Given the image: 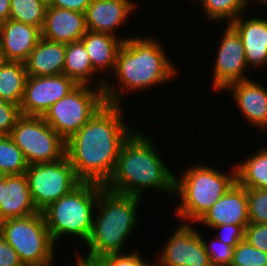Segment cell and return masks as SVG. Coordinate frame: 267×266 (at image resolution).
Instances as JSON below:
<instances>
[{
  "instance_id": "6da1fadb",
  "label": "cell",
  "mask_w": 267,
  "mask_h": 266,
  "mask_svg": "<svg viewBox=\"0 0 267 266\" xmlns=\"http://www.w3.org/2000/svg\"><path fill=\"white\" fill-rule=\"evenodd\" d=\"M120 106L105 103L66 141L65 155L81 182L105 186L113 175L120 148L133 132Z\"/></svg>"
},
{
  "instance_id": "7a4b0ae2",
  "label": "cell",
  "mask_w": 267,
  "mask_h": 266,
  "mask_svg": "<svg viewBox=\"0 0 267 266\" xmlns=\"http://www.w3.org/2000/svg\"><path fill=\"white\" fill-rule=\"evenodd\" d=\"M136 37L126 38L117 54L113 74L117 76L115 80L123 84L122 90H114L116 84L111 86L104 79L95 84L103 89L106 103L119 105L123 92L164 84L177 71L157 40Z\"/></svg>"
},
{
  "instance_id": "3957f363",
  "label": "cell",
  "mask_w": 267,
  "mask_h": 266,
  "mask_svg": "<svg viewBox=\"0 0 267 266\" xmlns=\"http://www.w3.org/2000/svg\"><path fill=\"white\" fill-rule=\"evenodd\" d=\"M175 174L164 165L151 139L132 132L123 142L113 175L104 186L107 190L141 197L145 188L174 194Z\"/></svg>"
},
{
  "instance_id": "277c9868",
  "label": "cell",
  "mask_w": 267,
  "mask_h": 266,
  "mask_svg": "<svg viewBox=\"0 0 267 266\" xmlns=\"http://www.w3.org/2000/svg\"><path fill=\"white\" fill-rule=\"evenodd\" d=\"M140 199L105 187L99 192L96 204L99 214L93 217L92 232L86 242L89 253L83 259L94 261L107 254L122 252L123 243L137 226L136 210Z\"/></svg>"
},
{
  "instance_id": "5b68a950",
  "label": "cell",
  "mask_w": 267,
  "mask_h": 266,
  "mask_svg": "<svg viewBox=\"0 0 267 266\" xmlns=\"http://www.w3.org/2000/svg\"><path fill=\"white\" fill-rule=\"evenodd\" d=\"M103 188L97 183L81 182L42 211L54 243L64 234L88 241L93 227V209Z\"/></svg>"
},
{
  "instance_id": "8992f818",
  "label": "cell",
  "mask_w": 267,
  "mask_h": 266,
  "mask_svg": "<svg viewBox=\"0 0 267 266\" xmlns=\"http://www.w3.org/2000/svg\"><path fill=\"white\" fill-rule=\"evenodd\" d=\"M232 173V174H231ZM231 173H221L206 165L189 166L181 179L174 181V193L180 195L178 217L197 222L236 181V168Z\"/></svg>"
},
{
  "instance_id": "52a82bcc",
  "label": "cell",
  "mask_w": 267,
  "mask_h": 266,
  "mask_svg": "<svg viewBox=\"0 0 267 266\" xmlns=\"http://www.w3.org/2000/svg\"><path fill=\"white\" fill-rule=\"evenodd\" d=\"M0 235L17 252L23 266L52 264L55 243L42 212L1 221Z\"/></svg>"
},
{
  "instance_id": "ba28073f",
  "label": "cell",
  "mask_w": 267,
  "mask_h": 266,
  "mask_svg": "<svg viewBox=\"0 0 267 266\" xmlns=\"http://www.w3.org/2000/svg\"><path fill=\"white\" fill-rule=\"evenodd\" d=\"M9 136L28 165L54 162L65 156L66 141L43 116L21 115Z\"/></svg>"
},
{
  "instance_id": "9c48e42d",
  "label": "cell",
  "mask_w": 267,
  "mask_h": 266,
  "mask_svg": "<svg viewBox=\"0 0 267 266\" xmlns=\"http://www.w3.org/2000/svg\"><path fill=\"white\" fill-rule=\"evenodd\" d=\"M78 85L68 95L52 105L45 113V121L67 141L84 126L106 103L104 91Z\"/></svg>"
},
{
  "instance_id": "30bf717a",
  "label": "cell",
  "mask_w": 267,
  "mask_h": 266,
  "mask_svg": "<svg viewBox=\"0 0 267 266\" xmlns=\"http://www.w3.org/2000/svg\"><path fill=\"white\" fill-rule=\"evenodd\" d=\"M25 174L39 212L81 183L66 155L54 162L28 165Z\"/></svg>"
},
{
  "instance_id": "8fae6325",
  "label": "cell",
  "mask_w": 267,
  "mask_h": 266,
  "mask_svg": "<svg viewBox=\"0 0 267 266\" xmlns=\"http://www.w3.org/2000/svg\"><path fill=\"white\" fill-rule=\"evenodd\" d=\"M78 84L65 74L28 76L20 104L21 115L44 116L52 105L73 91Z\"/></svg>"
},
{
  "instance_id": "7c38bea8",
  "label": "cell",
  "mask_w": 267,
  "mask_h": 266,
  "mask_svg": "<svg viewBox=\"0 0 267 266\" xmlns=\"http://www.w3.org/2000/svg\"><path fill=\"white\" fill-rule=\"evenodd\" d=\"M165 246L155 266H212L202 236L188 222L179 225Z\"/></svg>"
},
{
  "instance_id": "4fadbf2b",
  "label": "cell",
  "mask_w": 267,
  "mask_h": 266,
  "mask_svg": "<svg viewBox=\"0 0 267 266\" xmlns=\"http://www.w3.org/2000/svg\"><path fill=\"white\" fill-rule=\"evenodd\" d=\"M216 56L213 84L215 90H223L228 85L248 80L244 75L247 66L241 37L228 23Z\"/></svg>"
},
{
  "instance_id": "5bb4252c",
  "label": "cell",
  "mask_w": 267,
  "mask_h": 266,
  "mask_svg": "<svg viewBox=\"0 0 267 266\" xmlns=\"http://www.w3.org/2000/svg\"><path fill=\"white\" fill-rule=\"evenodd\" d=\"M215 227L225 224H249L247 188L235 181L226 193L198 221Z\"/></svg>"
},
{
  "instance_id": "9a60e30c",
  "label": "cell",
  "mask_w": 267,
  "mask_h": 266,
  "mask_svg": "<svg viewBox=\"0 0 267 266\" xmlns=\"http://www.w3.org/2000/svg\"><path fill=\"white\" fill-rule=\"evenodd\" d=\"M41 38V30L33 25L8 19L0 23V52L5 61L25 63Z\"/></svg>"
},
{
  "instance_id": "2e32d148",
  "label": "cell",
  "mask_w": 267,
  "mask_h": 266,
  "mask_svg": "<svg viewBox=\"0 0 267 266\" xmlns=\"http://www.w3.org/2000/svg\"><path fill=\"white\" fill-rule=\"evenodd\" d=\"M87 31L85 13L47 6L42 38L68 44L79 41Z\"/></svg>"
},
{
  "instance_id": "e0dca14e",
  "label": "cell",
  "mask_w": 267,
  "mask_h": 266,
  "mask_svg": "<svg viewBox=\"0 0 267 266\" xmlns=\"http://www.w3.org/2000/svg\"><path fill=\"white\" fill-rule=\"evenodd\" d=\"M134 7L130 0H91L85 11L87 29L116 36L115 28L127 20Z\"/></svg>"
},
{
  "instance_id": "ac0fdd59",
  "label": "cell",
  "mask_w": 267,
  "mask_h": 266,
  "mask_svg": "<svg viewBox=\"0 0 267 266\" xmlns=\"http://www.w3.org/2000/svg\"><path fill=\"white\" fill-rule=\"evenodd\" d=\"M244 117L257 129L267 128V90L259 83L248 79L228 85ZM260 127V128H259Z\"/></svg>"
},
{
  "instance_id": "d6986e66",
  "label": "cell",
  "mask_w": 267,
  "mask_h": 266,
  "mask_svg": "<svg viewBox=\"0 0 267 266\" xmlns=\"http://www.w3.org/2000/svg\"><path fill=\"white\" fill-rule=\"evenodd\" d=\"M38 212L31 197L26 174L4 175L0 222L6 219L29 216Z\"/></svg>"
},
{
  "instance_id": "ffe728a7",
  "label": "cell",
  "mask_w": 267,
  "mask_h": 266,
  "mask_svg": "<svg viewBox=\"0 0 267 266\" xmlns=\"http://www.w3.org/2000/svg\"><path fill=\"white\" fill-rule=\"evenodd\" d=\"M239 33L248 65L267 63V20L249 18L244 21L241 15L230 23Z\"/></svg>"
},
{
  "instance_id": "44dd1931",
  "label": "cell",
  "mask_w": 267,
  "mask_h": 266,
  "mask_svg": "<svg viewBox=\"0 0 267 266\" xmlns=\"http://www.w3.org/2000/svg\"><path fill=\"white\" fill-rule=\"evenodd\" d=\"M66 44L40 38L25 62L28 76L63 74Z\"/></svg>"
},
{
  "instance_id": "7402d4cb",
  "label": "cell",
  "mask_w": 267,
  "mask_h": 266,
  "mask_svg": "<svg viewBox=\"0 0 267 266\" xmlns=\"http://www.w3.org/2000/svg\"><path fill=\"white\" fill-rule=\"evenodd\" d=\"M80 40L87 50L93 69L95 71L101 69L104 72L108 68L110 71L112 68L114 70L118 51L126 39L88 30Z\"/></svg>"
},
{
  "instance_id": "603a6c76",
  "label": "cell",
  "mask_w": 267,
  "mask_h": 266,
  "mask_svg": "<svg viewBox=\"0 0 267 266\" xmlns=\"http://www.w3.org/2000/svg\"><path fill=\"white\" fill-rule=\"evenodd\" d=\"M27 77L25 63L4 61L0 67V100L20 106Z\"/></svg>"
},
{
  "instance_id": "cb8c5ba5",
  "label": "cell",
  "mask_w": 267,
  "mask_h": 266,
  "mask_svg": "<svg viewBox=\"0 0 267 266\" xmlns=\"http://www.w3.org/2000/svg\"><path fill=\"white\" fill-rule=\"evenodd\" d=\"M96 71L81 40L66 44L63 74L73 79L78 85H88L91 75Z\"/></svg>"
},
{
  "instance_id": "d4e9b609",
  "label": "cell",
  "mask_w": 267,
  "mask_h": 266,
  "mask_svg": "<svg viewBox=\"0 0 267 266\" xmlns=\"http://www.w3.org/2000/svg\"><path fill=\"white\" fill-rule=\"evenodd\" d=\"M236 181L245 188L267 189V148L237 164Z\"/></svg>"
},
{
  "instance_id": "484cf974",
  "label": "cell",
  "mask_w": 267,
  "mask_h": 266,
  "mask_svg": "<svg viewBox=\"0 0 267 266\" xmlns=\"http://www.w3.org/2000/svg\"><path fill=\"white\" fill-rule=\"evenodd\" d=\"M46 0H10V17L14 21L42 29L47 8Z\"/></svg>"
},
{
  "instance_id": "4316f807",
  "label": "cell",
  "mask_w": 267,
  "mask_h": 266,
  "mask_svg": "<svg viewBox=\"0 0 267 266\" xmlns=\"http://www.w3.org/2000/svg\"><path fill=\"white\" fill-rule=\"evenodd\" d=\"M27 168L21 149L9 135H0V171L4 175H21Z\"/></svg>"
},
{
  "instance_id": "83f0119b",
  "label": "cell",
  "mask_w": 267,
  "mask_h": 266,
  "mask_svg": "<svg viewBox=\"0 0 267 266\" xmlns=\"http://www.w3.org/2000/svg\"><path fill=\"white\" fill-rule=\"evenodd\" d=\"M200 2L208 18L212 20L227 18L230 19L228 23L236 20L248 4V0H201Z\"/></svg>"
},
{
  "instance_id": "f1b7e54d",
  "label": "cell",
  "mask_w": 267,
  "mask_h": 266,
  "mask_svg": "<svg viewBox=\"0 0 267 266\" xmlns=\"http://www.w3.org/2000/svg\"><path fill=\"white\" fill-rule=\"evenodd\" d=\"M230 266H267V253L258 250L243 239L234 248Z\"/></svg>"
},
{
  "instance_id": "f546056e",
  "label": "cell",
  "mask_w": 267,
  "mask_h": 266,
  "mask_svg": "<svg viewBox=\"0 0 267 266\" xmlns=\"http://www.w3.org/2000/svg\"><path fill=\"white\" fill-rule=\"evenodd\" d=\"M249 223L267 224V189L247 188Z\"/></svg>"
},
{
  "instance_id": "4dcf8cb0",
  "label": "cell",
  "mask_w": 267,
  "mask_h": 266,
  "mask_svg": "<svg viewBox=\"0 0 267 266\" xmlns=\"http://www.w3.org/2000/svg\"><path fill=\"white\" fill-rule=\"evenodd\" d=\"M205 250L210 257L212 266H230L233 259V252L236 246H230L223 243L219 239H216L210 245L207 244L206 240L202 238ZM217 247H215V245Z\"/></svg>"
},
{
  "instance_id": "1f68e13d",
  "label": "cell",
  "mask_w": 267,
  "mask_h": 266,
  "mask_svg": "<svg viewBox=\"0 0 267 266\" xmlns=\"http://www.w3.org/2000/svg\"><path fill=\"white\" fill-rule=\"evenodd\" d=\"M122 253L107 254L94 260L98 266H155L143 261L137 252L121 255Z\"/></svg>"
},
{
  "instance_id": "d6a6232c",
  "label": "cell",
  "mask_w": 267,
  "mask_h": 266,
  "mask_svg": "<svg viewBox=\"0 0 267 266\" xmlns=\"http://www.w3.org/2000/svg\"><path fill=\"white\" fill-rule=\"evenodd\" d=\"M20 116L19 106L0 100V135H10Z\"/></svg>"
},
{
  "instance_id": "836d02e7",
  "label": "cell",
  "mask_w": 267,
  "mask_h": 266,
  "mask_svg": "<svg viewBox=\"0 0 267 266\" xmlns=\"http://www.w3.org/2000/svg\"><path fill=\"white\" fill-rule=\"evenodd\" d=\"M244 239L253 247L267 253V224L249 223L245 227Z\"/></svg>"
},
{
  "instance_id": "e575fe53",
  "label": "cell",
  "mask_w": 267,
  "mask_h": 266,
  "mask_svg": "<svg viewBox=\"0 0 267 266\" xmlns=\"http://www.w3.org/2000/svg\"><path fill=\"white\" fill-rule=\"evenodd\" d=\"M211 228L221 229L223 232H221L222 234L220 233L216 239H219L223 243H226L230 246H236L244 239L245 230L240 225L225 224Z\"/></svg>"
},
{
  "instance_id": "d590c367",
  "label": "cell",
  "mask_w": 267,
  "mask_h": 266,
  "mask_svg": "<svg viewBox=\"0 0 267 266\" xmlns=\"http://www.w3.org/2000/svg\"><path fill=\"white\" fill-rule=\"evenodd\" d=\"M0 266H23L17 252L0 235Z\"/></svg>"
},
{
  "instance_id": "8d00e7d4",
  "label": "cell",
  "mask_w": 267,
  "mask_h": 266,
  "mask_svg": "<svg viewBox=\"0 0 267 266\" xmlns=\"http://www.w3.org/2000/svg\"><path fill=\"white\" fill-rule=\"evenodd\" d=\"M48 6L85 13L91 0H46Z\"/></svg>"
},
{
  "instance_id": "74e56055",
  "label": "cell",
  "mask_w": 267,
  "mask_h": 266,
  "mask_svg": "<svg viewBox=\"0 0 267 266\" xmlns=\"http://www.w3.org/2000/svg\"><path fill=\"white\" fill-rule=\"evenodd\" d=\"M10 17V0H0V23L5 22Z\"/></svg>"
},
{
  "instance_id": "f35d334b",
  "label": "cell",
  "mask_w": 267,
  "mask_h": 266,
  "mask_svg": "<svg viewBox=\"0 0 267 266\" xmlns=\"http://www.w3.org/2000/svg\"><path fill=\"white\" fill-rule=\"evenodd\" d=\"M76 266H98V265L95 261L86 260L81 258L80 256L77 260Z\"/></svg>"
},
{
  "instance_id": "ab89813d",
  "label": "cell",
  "mask_w": 267,
  "mask_h": 266,
  "mask_svg": "<svg viewBox=\"0 0 267 266\" xmlns=\"http://www.w3.org/2000/svg\"><path fill=\"white\" fill-rule=\"evenodd\" d=\"M3 199V177L0 179V204Z\"/></svg>"
},
{
  "instance_id": "60d3db41",
  "label": "cell",
  "mask_w": 267,
  "mask_h": 266,
  "mask_svg": "<svg viewBox=\"0 0 267 266\" xmlns=\"http://www.w3.org/2000/svg\"><path fill=\"white\" fill-rule=\"evenodd\" d=\"M4 61H5V58L3 57V54L0 52V67L2 66Z\"/></svg>"
},
{
  "instance_id": "b9f144b4",
  "label": "cell",
  "mask_w": 267,
  "mask_h": 266,
  "mask_svg": "<svg viewBox=\"0 0 267 266\" xmlns=\"http://www.w3.org/2000/svg\"><path fill=\"white\" fill-rule=\"evenodd\" d=\"M256 1H259L260 3L262 1V3L265 2L267 4V0H256Z\"/></svg>"
},
{
  "instance_id": "7bdbcfd3",
  "label": "cell",
  "mask_w": 267,
  "mask_h": 266,
  "mask_svg": "<svg viewBox=\"0 0 267 266\" xmlns=\"http://www.w3.org/2000/svg\"><path fill=\"white\" fill-rule=\"evenodd\" d=\"M4 176V174L0 171V179Z\"/></svg>"
}]
</instances>
